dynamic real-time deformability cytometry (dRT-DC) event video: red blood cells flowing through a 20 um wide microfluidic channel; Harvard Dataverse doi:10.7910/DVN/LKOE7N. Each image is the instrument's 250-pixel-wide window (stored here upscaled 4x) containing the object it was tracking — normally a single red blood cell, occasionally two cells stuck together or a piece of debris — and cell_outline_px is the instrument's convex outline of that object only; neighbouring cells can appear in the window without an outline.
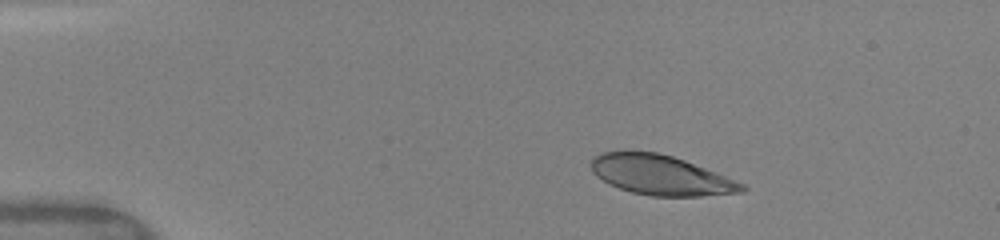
{"species": "human", "species_latin": "Homo sapiens", "temperature_condition": "warm", "stored_images_in_passage": 13, "camera_frame_rate_fps": 3000, "um_per_image_px": 0.085, "donor": {"sex": "female"}, "frame": {"image": 1, "passage_image": 5, "time_ms": 2.333, "image_size_px": [1000, 240], "cell_outline_px": [[748, 188], [744, 192], [700, 196], [652, 196], [632, 192], [608, 184], [596, 176], [592, 172], [592, 156], [600, 152], [624, 148], [656, 152], [672, 156], [684, 160], [744, 184]], "centroid_in_image_um": [56.07, 14.85], "position_along_channel_um": 28.9, "area_um2": 35.37}}
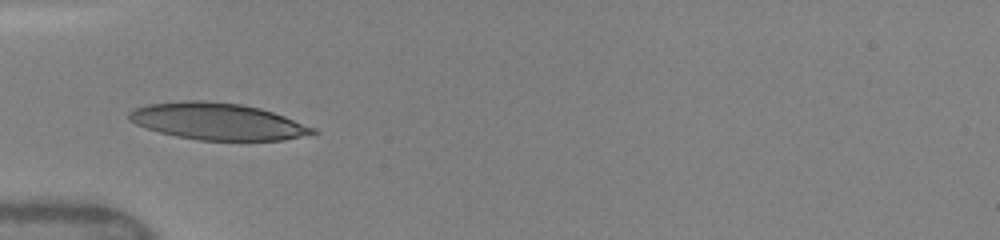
{"frame": {"image": 2, "passage_image": 9, "time_ms": 5.0, "image_size_px": [1000, 240], "cell_outline_px": [[320, 132], [284, 140], [200, 140], [176, 136], [160, 132], [136, 124], [128, 116], [128, 112], [136, 108], [148, 104], [184, 100], [204, 100], [240, 104], [260, 108], [284, 116], [316, 128]], "centroid_in_image_um": [18.52, 10.31], "position_along_channel_um": 66.5, "area_um2": 39.13}}
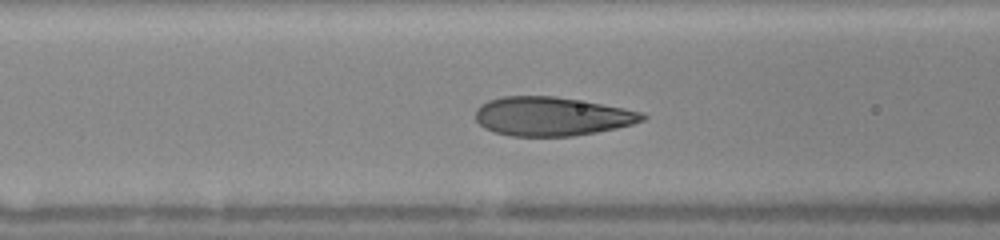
{"frame": {"image": 3, "passage_image": 12, "time_ms": 6.333, "image_size_px": [1000, 240], "cell_outline_px": [[648, 116], [644, 120], [632, 124], [616, 128], [596, 132], [572, 136], [512, 136], [496, 132], [484, 128], [476, 120], [476, 108], [480, 104], [488, 100], [504, 96], [556, 96], [624, 108], [644, 112]], "centroid_in_image_um": [46.9, 9.88], "position_along_channel_um": 119.7, "area_um2": 37.8}}